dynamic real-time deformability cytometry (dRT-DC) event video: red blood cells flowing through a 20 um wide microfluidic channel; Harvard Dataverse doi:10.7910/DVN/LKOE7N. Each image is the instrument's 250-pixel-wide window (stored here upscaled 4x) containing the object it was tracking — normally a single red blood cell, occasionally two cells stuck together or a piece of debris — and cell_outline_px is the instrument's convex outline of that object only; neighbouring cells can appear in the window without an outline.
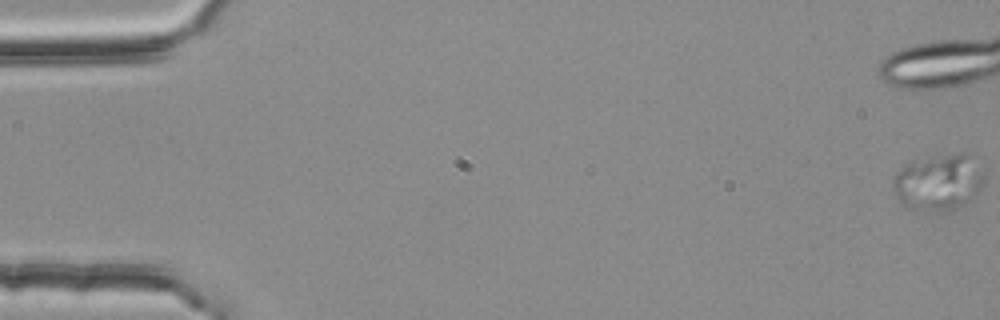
{"species": "common noctule bat (a hibernating species)", "species_latin": "Nyctalus noctula", "temperature_condition": "room temperature", "stored_images_in_passage": 14, "camera_frame_rate_fps": 3000, "um_per_image_px": 0.085, "animal": {"sex": "female", "body_mass_g": 25.1}, "frame": {"image": 1, "passage_image": 1, "time_ms": 0.0, "image_size_px": [1000, 320], "cell_outline_px": [[984, 184], [964, 204], [956, 208], [944, 212], [912, 212], [904, 208], [896, 196], [892, 184], [892, 176], [900, 168], [912, 160], [948, 156], [964, 156], [984, 176]], "centroid_in_image_um": [79.61, 15.62], "position_along_channel_um": 5.4, "area_um2": 29.19}}